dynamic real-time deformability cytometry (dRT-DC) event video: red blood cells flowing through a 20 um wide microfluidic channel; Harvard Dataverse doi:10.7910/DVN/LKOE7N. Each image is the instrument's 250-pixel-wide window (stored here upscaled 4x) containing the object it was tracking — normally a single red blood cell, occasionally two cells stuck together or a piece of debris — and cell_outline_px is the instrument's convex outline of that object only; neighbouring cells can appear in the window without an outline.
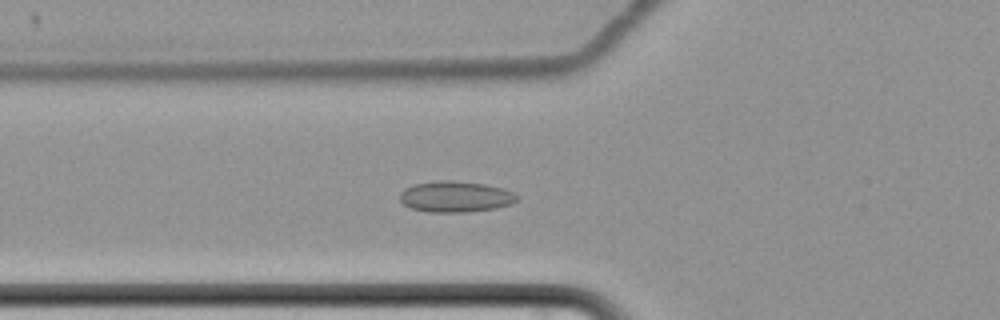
{"species": "common noctule bat (a hibernating species)", "species_latin": "Nyctalus noctula", "temperature_condition": "cold", "stored_images_in_passage": 55, "camera_frame_rate_fps": 3000, "um_per_image_px": 0.085, "animal": {"sex": "female", "body_mass_g": 22.7, "forearm_length_mm": 54.2}, "frame": {"image": 1, "passage_image": 17, "time_ms": 5.333, "image_size_px": [1000, 320], "cell_outline_px": [[516, 200], [512, 204], [496, 208], [464, 212], [428, 212], [412, 208], [404, 204], [400, 200], [400, 192], [404, 188], [412, 184], [436, 180], [448, 180], [484, 184], [504, 188], [512, 192], [516, 196]], "centroid_in_image_um": [38.68, 16.71], "position_along_channel_um": 87.1, "area_um2": 21.15}}
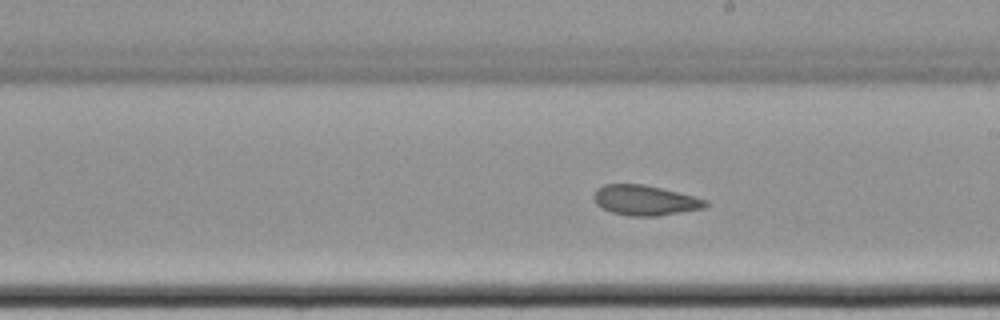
{"frame": {"image": 2, "passage_image": 30, "time_ms": 9.667, "image_size_px": [1000, 320], "cell_outline_px": [[708, 204], [704, 208], [656, 216], [628, 216], [612, 212], [600, 208], [596, 204], [592, 196], [596, 188], [604, 184], [644, 184], [708, 200]], "centroid_in_image_um": [54.76, 17.02], "position_along_channel_um": 234.2, "area_um2": 19.59}}
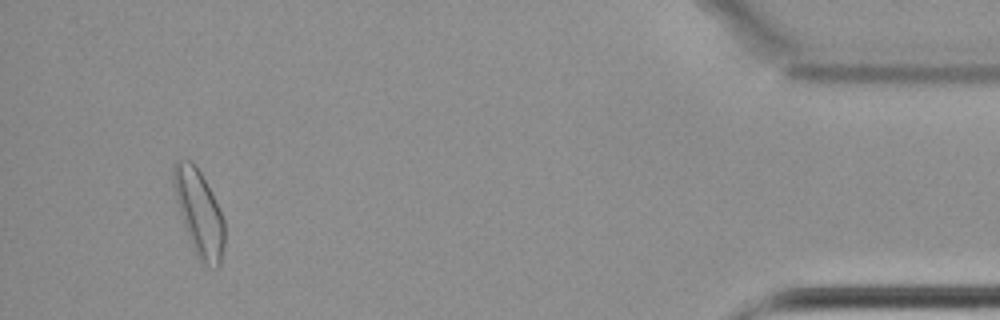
{"frame": {"image": 3, "passage_image": 52, "time_ms": 17.0, "image_size_px": [1000, 320], "cell_outline_px": [[224, 244], [220, 264], [216, 268], [204, 268], [196, 256], [188, 236], [176, 200], [172, 184], [172, 168], [176, 160], [192, 160], [200, 172], [224, 220]], "centroid_in_image_um": [16.9, 18.13], "position_along_channel_um": 418.3, "area_um2": 25.26}, "authors_computed_cell_mechanics": {"area_um2": 20.9236, "velocity_mm_per_s": 3.407, "shape_relaxation_time_tau1_ms": null, "shape_relaxation_time_tau2_ms": 2.8776, "deformation_change_tau1": null, "deformation_change_tau2": 0.096}}